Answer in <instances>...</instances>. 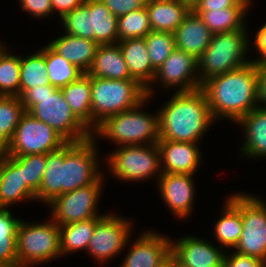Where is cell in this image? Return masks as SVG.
Here are the masks:
<instances>
[{
	"instance_id": "83f0119b",
	"label": "cell",
	"mask_w": 266,
	"mask_h": 267,
	"mask_svg": "<svg viewBox=\"0 0 266 267\" xmlns=\"http://www.w3.org/2000/svg\"><path fill=\"white\" fill-rule=\"evenodd\" d=\"M92 40L101 44L118 43V17L101 0H90Z\"/></svg>"
},
{
	"instance_id": "484cf974",
	"label": "cell",
	"mask_w": 266,
	"mask_h": 267,
	"mask_svg": "<svg viewBox=\"0 0 266 267\" xmlns=\"http://www.w3.org/2000/svg\"><path fill=\"white\" fill-rule=\"evenodd\" d=\"M146 9L152 31L172 33L192 10L180 0H148Z\"/></svg>"
},
{
	"instance_id": "9a60e30c",
	"label": "cell",
	"mask_w": 266,
	"mask_h": 267,
	"mask_svg": "<svg viewBox=\"0 0 266 267\" xmlns=\"http://www.w3.org/2000/svg\"><path fill=\"white\" fill-rule=\"evenodd\" d=\"M192 174L162 173L157 177L160 196L178 218L191 215L195 201V186Z\"/></svg>"
},
{
	"instance_id": "ee69618b",
	"label": "cell",
	"mask_w": 266,
	"mask_h": 267,
	"mask_svg": "<svg viewBox=\"0 0 266 267\" xmlns=\"http://www.w3.org/2000/svg\"><path fill=\"white\" fill-rule=\"evenodd\" d=\"M254 46L258 51L259 58L256 60L252 59V61H256L258 63L266 62V23L259 28L254 36Z\"/></svg>"
},
{
	"instance_id": "bcb514c9",
	"label": "cell",
	"mask_w": 266,
	"mask_h": 267,
	"mask_svg": "<svg viewBox=\"0 0 266 267\" xmlns=\"http://www.w3.org/2000/svg\"><path fill=\"white\" fill-rule=\"evenodd\" d=\"M258 103L259 106L266 108V62L259 63Z\"/></svg>"
},
{
	"instance_id": "8fae6325",
	"label": "cell",
	"mask_w": 266,
	"mask_h": 267,
	"mask_svg": "<svg viewBox=\"0 0 266 267\" xmlns=\"http://www.w3.org/2000/svg\"><path fill=\"white\" fill-rule=\"evenodd\" d=\"M104 175L93 184L69 191L54 198L47 205L51 207V219L59 226L73 222L85 221L94 217H103L98 214L97 202L100 201Z\"/></svg>"
},
{
	"instance_id": "8d00e7d4",
	"label": "cell",
	"mask_w": 266,
	"mask_h": 267,
	"mask_svg": "<svg viewBox=\"0 0 266 267\" xmlns=\"http://www.w3.org/2000/svg\"><path fill=\"white\" fill-rule=\"evenodd\" d=\"M60 20L65 33L92 40L90 0H86L83 5L70 11Z\"/></svg>"
},
{
	"instance_id": "52a82bcc",
	"label": "cell",
	"mask_w": 266,
	"mask_h": 267,
	"mask_svg": "<svg viewBox=\"0 0 266 267\" xmlns=\"http://www.w3.org/2000/svg\"><path fill=\"white\" fill-rule=\"evenodd\" d=\"M243 29L213 34L210 44L198 59L200 85L211 77L224 74L252 62L246 60L249 51L248 34Z\"/></svg>"
},
{
	"instance_id": "7402d4cb",
	"label": "cell",
	"mask_w": 266,
	"mask_h": 267,
	"mask_svg": "<svg viewBox=\"0 0 266 267\" xmlns=\"http://www.w3.org/2000/svg\"><path fill=\"white\" fill-rule=\"evenodd\" d=\"M244 128V143L241 155L255 158L266 157V108L257 106L238 122Z\"/></svg>"
},
{
	"instance_id": "c3c4849f",
	"label": "cell",
	"mask_w": 266,
	"mask_h": 267,
	"mask_svg": "<svg viewBox=\"0 0 266 267\" xmlns=\"http://www.w3.org/2000/svg\"><path fill=\"white\" fill-rule=\"evenodd\" d=\"M170 267H186L183 264H181L175 257L170 254Z\"/></svg>"
},
{
	"instance_id": "1f68e13d",
	"label": "cell",
	"mask_w": 266,
	"mask_h": 267,
	"mask_svg": "<svg viewBox=\"0 0 266 267\" xmlns=\"http://www.w3.org/2000/svg\"><path fill=\"white\" fill-rule=\"evenodd\" d=\"M50 85L45 60V46L32 55L21 56L20 96L36 86Z\"/></svg>"
},
{
	"instance_id": "6da1fadb",
	"label": "cell",
	"mask_w": 266,
	"mask_h": 267,
	"mask_svg": "<svg viewBox=\"0 0 266 267\" xmlns=\"http://www.w3.org/2000/svg\"><path fill=\"white\" fill-rule=\"evenodd\" d=\"M96 143L92 136L82 142H67L48 152L36 201L48 204L63 193L96 183L103 175L99 169Z\"/></svg>"
},
{
	"instance_id": "5b68a950",
	"label": "cell",
	"mask_w": 266,
	"mask_h": 267,
	"mask_svg": "<svg viewBox=\"0 0 266 267\" xmlns=\"http://www.w3.org/2000/svg\"><path fill=\"white\" fill-rule=\"evenodd\" d=\"M91 91V132L108 117L135 108L147 98L146 88L136 79L91 77Z\"/></svg>"
},
{
	"instance_id": "7c38bea8",
	"label": "cell",
	"mask_w": 266,
	"mask_h": 267,
	"mask_svg": "<svg viewBox=\"0 0 266 267\" xmlns=\"http://www.w3.org/2000/svg\"><path fill=\"white\" fill-rule=\"evenodd\" d=\"M241 219L243 230L235 252L266 262V202L241 192Z\"/></svg>"
},
{
	"instance_id": "277c9868",
	"label": "cell",
	"mask_w": 266,
	"mask_h": 267,
	"mask_svg": "<svg viewBox=\"0 0 266 267\" xmlns=\"http://www.w3.org/2000/svg\"><path fill=\"white\" fill-rule=\"evenodd\" d=\"M26 112L49 125L67 142H82L92 132L75 116L63 91L55 86H36L20 96Z\"/></svg>"
},
{
	"instance_id": "2e32d148",
	"label": "cell",
	"mask_w": 266,
	"mask_h": 267,
	"mask_svg": "<svg viewBox=\"0 0 266 267\" xmlns=\"http://www.w3.org/2000/svg\"><path fill=\"white\" fill-rule=\"evenodd\" d=\"M225 253L221 246L192 235L171 240V254L186 267H223Z\"/></svg>"
},
{
	"instance_id": "f35d334b",
	"label": "cell",
	"mask_w": 266,
	"mask_h": 267,
	"mask_svg": "<svg viewBox=\"0 0 266 267\" xmlns=\"http://www.w3.org/2000/svg\"><path fill=\"white\" fill-rule=\"evenodd\" d=\"M46 168V154L23 156V176L27 186L37 194Z\"/></svg>"
},
{
	"instance_id": "ba28073f",
	"label": "cell",
	"mask_w": 266,
	"mask_h": 267,
	"mask_svg": "<svg viewBox=\"0 0 266 267\" xmlns=\"http://www.w3.org/2000/svg\"><path fill=\"white\" fill-rule=\"evenodd\" d=\"M17 267H31L61 257L60 226L47 222H19L17 228Z\"/></svg>"
},
{
	"instance_id": "d590c367",
	"label": "cell",
	"mask_w": 266,
	"mask_h": 267,
	"mask_svg": "<svg viewBox=\"0 0 266 267\" xmlns=\"http://www.w3.org/2000/svg\"><path fill=\"white\" fill-rule=\"evenodd\" d=\"M144 40L151 65L157 71L176 49L175 35L172 32L151 31Z\"/></svg>"
},
{
	"instance_id": "603a6c76",
	"label": "cell",
	"mask_w": 266,
	"mask_h": 267,
	"mask_svg": "<svg viewBox=\"0 0 266 267\" xmlns=\"http://www.w3.org/2000/svg\"><path fill=\"white\" fill-rule=\"evenodd\" d=\"M86 74L112 80L133 79L118 43L99 45Z\"/></svg>"
},
{
	"instance_id": "cb8c5ba5",
	"label": "cell",
	"mask_w": 266,
	"mask_h": 267,
	"mask_svg": "<svg viewBox=\"0 0 266 267\" xmlns=\"http://www.w3.org/2000/svg\"><path fill=\"white\" fill-rule=\"evenodd\" d=\"M223 214L214 226L215 237L221 247L235 248L243 230L241 219V193L230 194L225 200Z\"/></svg>"
},
{
	"instance_id": "ffe728a7",
	"label": "cell",
	"mask_w": 266,
	"mask_h": 267,
	"mask_svg": "<svg viewBox=\"0 0 266 267\" xmlns=\"http://www.w3.org/2000/svg\"><path fill=\"white\" fill-rule=\"evenodd\" d=\"M118 44L130 76L146 88V95L151 98L154 90L150 85L154 83L156 70L151 65L144 38H129Z\"/></svg>"
},
{
	"instance_id": "ac0fdd59",
	"label": "cell",
	"mask_w": 266,
	"mask_h": 267,
	"mask_svg": "<svg viewBox=\"0 0 266 267\" xmlns=\"http://www.w3.org/2000/svg\"><path fill=\"white\" fill-rule=\"evenodd\" d=\"M120 267H156L171 254V240L156 231L136 238Z\"/></svg>"
},
{
	"instance_id": "7bdbcfd3",
	"label": "cell",
	"mask_w": 266,
	"mask_h": 267,
	"mask_svg": "<svg viewBox=\"0 0 266 267\" xmlns=\"http://www.w3.org/2000/svg\"><path fill=\"white\" fill-rule=\"evenodd\" d=\"M230 256L225 253L223 267H266V262L256 257L232 252Z\"/></svg>"
},
{
	"instance_id": "5bb4252c",
	"label": "cell",
	"mask_w": 266,
	"mask_h": 267,
	"mask_svg": "<svg viewBox=\"0 0 266 267\" xmlns=\"http://www.w3.org/2000/svg\"><path fill=\"white\" fill-rule=\"evenodd\" d=\"M157 80L166 89L177 88L176 92L200 89L198 59L176 48L156 71L154 82Z\"/></svg>"
},
{
	"instance_id": "3957f363",
	"label": "cell",
	"mask_w": 266,
	"mask_h": 267,
	"mask_svg": "<svg viewBox=\"0 0 266 267\" xmlns=\"http://www.w3.org/2000/svg\"><path fill=\"white\" fill-rule=\"evenodd\" d=\"M158 112L159 140L199 143L215 121L207 96L201 88L189 92H175Z\"/></svg>"
},
{
	"instance_id": "74e56055",
	"label": "cell",
	"mask_w": 266,
	"mask_h": 267,
	"mask_svg": "<svg viewBox=\"0 0 266 267\" xmlns=\"http://www.w3.org/2000/svg\"><path fill=\"white\" fill-rule=\"evenodd\" d=\"M25 112L19 96H0V132L11 139Z\"/></svg>"
},
{
	"instance_id": "ab89813d",
	"label": "cell",
	"mask_w": 266,
	"mask_h": 267,
	"mask_svg": "<svg viewBox=\"0 0 266 267\" xmlns=\"http://www.w3.org/2000/svg\"><path fill=\"white\" fill-rule=\"evenodd\" d=\"M250 0H199L193 11H210L224 8H249Z\"/></svg>"
},
{
	"instance_id": "30bf717a",
	"label": "cell",
	"mask_w": 266,
	"mask_h": 267,
	"mask_svg": "<svg viewBox=\"0 0 266 267\" xmlns=\"http://www.w3.org/2000/svg\"><path fill=\"white\" fill-rule=\"evenodd\" d=\"M66 143L67 141L49 125L25 112L5 154L9 156L47 154Z\"/></svg>"
},
{
	"instance_id": "60d3db41",
	"label": "cell",
	"mask_w": 266,
	"mask_h": 267,
	"mask_svg": "<svg viewBox=\"0 0 266 267\" xmlns=\"http://www.w3.org/2000/svg\"><path fill=\"white\" fill-rule=\"evenodd\" d=\"M110 12L119 17L133 10L142 9L147 6L148 0H101Z\"/></svg>"
},
{
	"instance_id": "7a4b0ae2",
	"label": "cell",
	"mask_w": 266,
	"mask_h": 267,
	"mask_svg": "<svg viewBox=\"0 0 266 267\" xmlns=\"http://www.w3.org/2000/svg\"><path fill=\"white\" fill-rule=\"evenodd\" d=\"M259 63L252 61L240 68L211 77L201 89L205 92L214 120L238 122L258 103Z\"/></svg>"
},
{
	"instance_id": "e0dca14e",
	"label": "cell",
	"mask_w": 266,
	"mask_h": 267,
	"mask_svg": "<svg viewBox=\"0 0 266 267\" xmlns=\"http://www.w3.org/2000/svg\"><path fill=\"white\" fill-rule=\"evenodd\" d=\"M23 200H36V194L24 181L23 156L4 153L0 156V207L9 208Z\"/></svg>"
},
{
	"instance_id": "4fadbf2b",
	"label": "cell",
	"mask_w": 266,
	"mask_h": 267,
	"mask_svg": "<svg viewBox=\"0 0 266 267\" xmlns=\"http://www.w3.org/2000/svg\"><path fill=\"white\" fill-rule=\"evenodd\" d=\"M105 214L95 225L87 252L104 263L125 250L131 235L133 222L122 216ZM131 222V223H130Z\"/></svg>"
},
{
	"instance_id": "b9f144b4",
	"label": "cell",
	"mask_w": 266,
	"mask_h": 267,
	"mask_svg": "<svg viewBox=\"0 0 266 267\" xmlns=\"http://www.w3.org/2000/svg\"><path fill=\"white\" fill-rule=\"evenodd\" d=\"M21 8L34 18L47 17L53 14L51 0H19Z\"/></svg>"
},
{
	"instance_id": "9c48e42d",
	"label": "cell",
	"mask_w": 266,
	"mask_h": 267,
	"mask_svg": "<svg viewBox=\"0 0 266 267\" xmlns=\"http://www.w3.org/2000/svg\"><path fill=\"white\" fill-rule=\"evenodd\" d=\"M106 158L110 173L121 181H141L161 175L160 150L156 144L123 145Z\"/></svg>"
},
{
	"instance_id": "e575fe53",
	"label": "cell",
	"mask_w": 266,
	"mask_h": 267,
	"mask_svg": "<svg viewBox=\"0 0 266 267\" xmlns=\"http://www.w3.org/2000/svg\"><path fill=\"white\" fill-rule=\"evenodd\" d=\"M151 31L146 7L118 17V42L129 38H144Z\"/></svg>"
},
{
	"instance_id": "d6a6232c",
	"label": "cell",
	"mask_w": 266,
	"mask_h": 267,
	"mask_svg": "<svg viewBox=\"0 0 266 267\" xmlns=\"http://www.w3.org/2000/svg\"><path fill=\"white\" fill-rule=\"evenodd\" d=\"M45 60L50 85L59 89L78 80L85 74L76 65L56 53L48 44L45 46Z\"/></svg>"
},
{
	"instance_id": "8992f818",
	"label": "cell",
	"mask_w": 266,
	"mask_h": 267,
	"mask_svg": "<svg viewBox=\"0 0 266 267\" xmlns=\"http://www.w3.org/2000/svg\"><path fill=\"white\" fill-rule=\"evenodd\" d=\"M149 99L147 97L137 107L108 117L92 132L93 137L98 135L120 146L158 143L160 139L159 112L150 115V113L141 111Z\"/></svg>"
},
{
	"instance_id": "f907efd6",
	"label": "cell",
	"mask_w": 266,
	"mask_h": 267,
	"mask_svg": "<svg viewBox=\"0 0 266 267\" xmlns=\"http://www.w3.org/2000/svg\"><path fill=\"white\" fill-rule=\"evenodd\" d=\"M156 267H170V255Z\"/></svg>"
},
{
	"instance_id": "836d02e7",
	"label": "cell",
	"mask_w": 266,
	"mask_h": 267,
	"mask_svg": "<svg viewBox=\"0 0 266 267\" xmlns=\"http://www.w3.org/2000/svg\"><path fill=\"white\" fill-rule=\"evenodd\" d=\"M4 44L0 42V96L20 97L21 56L10 54Z\"/></svg>"
},
{
	"instance_id": "f1b7e54d",
	"label": "cell",
	"mask_w": 266,
	"mask_h": 267,
	"mask_svg": "<svg viewBox=\"0 0 266 267\" xmlns=\"http://www.w3.org/2000/svg\"><path fill=\"white\" fill-rule=\"evenodd\" d=\"M102 217L73 222L60 226V250L62 255L87 250L95 225Z\"/></svg>"
},
{
	"instance_id": "4dcf8cb0",
	"label": "cell",
	"mask_w": 266,
	"mask_h": 267,
	"mask_svg": "<svg viewBox=\"0 0 266 267\" xmlns=\"http://www.w3.org/2000/svg\"><path fill=\"white\" fill-rule=\"evenodd\" d=\"M21 219L0 207V265L17 267V228Z\"/></svg>"
},
{
	"instance_id": "f6af8a7d",
	"label": "cell",
	"mask_w": 266,
	"mask_h": 267,
	"mask_svg": "<svg viewBox=\"0 0 266 267\" xmlns=\"http://www.w3.org/2000/svg\"><path fill=\"white\" fill-rule=\"evenodd\" d=\"M86 0H51V6L53 12L57 11L59 13L60 19L74 10L78 6H81L85 3Z\"/></svg>"
},
{
	"instance_id": "d4e9b609",
	"label": "cell",
	"mask_w": 266,
	"mask_h": 267,
	"mask_svg": "<svg viewBox=\"0 0 266 267\" xmlns=\"http://www.w3.org/2000/svg\"><path fill=\"white\" fill-rule=\"evenodd\" d=\"M48 45L84 73L89 70L99 44L93 40L65 33Z\"/></svg>"
},
{
	"instance_id": "681fc988",
	"label": "cell",
	"mask_w": 266,
	"mask_h": 267,
	"mask_svg": "<svg viewBox=\"0 0 266 267\" xmlns=\"http://www.w3.org/2000/svg\"><path fill=\"white\" fill-rule=\"evenodd\" d=\"M182 3L188 5L191 9L199 2V0H180Z\"/></svg>"
},
{
	"instance_id": "f546056e",
	"label": "cell",
	"mask_w": 266,
	"mask_h": 267,
	"mask_svg": "<svg viewBox=\"0 0 266 267\" xmlns=\"http://www.w3.org/2000/svg\"><path fill=\"white\" fill-rule=\"evenodd\" d=\"M250 8H224L210 11H194L213 33L230 32L245 27L246 14Z\"/></svg>"
},
{
	"instance_id": "d6986e66",
	"label": "cell",
	"mask_w": 266,
	"mask_h": 267,
	"mask_svg": "<svg viewBox=\"0 0 266 267\" xmlns=\"http://www.w3.org/2000/svg\"><path fill=\"white\" fill-rule=\"evenodd\" d=\"M198 144L159 140L162 173L195 174L202 163Z\"/></svg>"
},
{
	"instance_id": "7dc6e473",
	"label": "cell",
	"mask_w": 266,
	"mask_h": 267,
	"mask_svg": "<svg viewBox=\"0 0 266 267\" xmlns=\"http://www.w3.org/2000/svg\"><path fill=\"white\" fill-rule=\"evenodd\" d=\"M10 138L4 133V132H0V152L2 154H4L10 144Z\"/></svg>"
},
{
	"instance_id": "44dd1931",
	"label": "cell",
	"mask_w": 266,
	"mask_h": 267,
	"mask_svg": "<svg viewBox=\"0 0 266 267\" xmlns=\"http://www.w3.org/2000/svg\"><path fill=\"white\" fill-rule=\"evenodd\" d=\"M176 48L199 59L211 42L213 33L193 10L174 32Z\"/></svg>"
},
{
	"instance_id": "4316f807",
	"label": "cell",
	"mask_w": 266,
	"mask_h": 267,
	"mask_svg": "<svg viewBox=\"0 0 266 267\" xmlns=\"http://www.w3.org/2000/svg\"><path fill=\"white\" fill-rule=\"evenodd\" d=\"M61 90L72 112L91 131V76L85 73Z\"/></svg>"
}]
</instances>
